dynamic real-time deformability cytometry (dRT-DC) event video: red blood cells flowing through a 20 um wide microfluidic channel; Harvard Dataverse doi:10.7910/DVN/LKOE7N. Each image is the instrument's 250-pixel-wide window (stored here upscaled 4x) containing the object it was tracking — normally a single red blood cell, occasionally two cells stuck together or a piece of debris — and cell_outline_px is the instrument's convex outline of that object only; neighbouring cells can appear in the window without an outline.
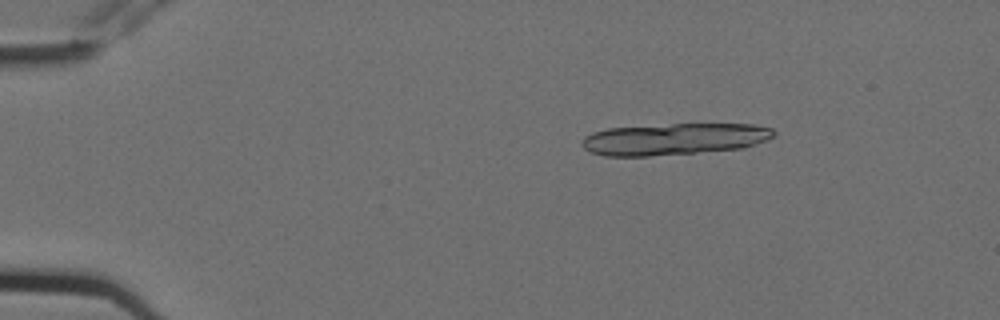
{"species": "Egyptian fruit bat (a non-hibernating species)", "species_latin": "Rousettus aegyptiacus", "temperature_condition": "cold", "stored_images_in_passage": 6, "segment_of_instrument_passage": [1, 2], "camera_frame_rate_fps": 3000, "um_per_image_px": 0.085, "animal": {"sex": "female"}, "frame": {"image": 1, "passage_image": 2, "time_ms": 0.333, "image_size_px": [1000, 320], "cell_outline_px": [[776, 132], [768, 140], [744, 148], [648, 156], [604, 156], [588, 152], [580, 144], [580, 140], [584, 136], [592, 132], [608, 128], [672, 124], [756, 124], [772, 128]], "centroid_in_image_um": [57.27, 11.82], "position_along_channel_um": 27.7, "area_um2": 35.6}}